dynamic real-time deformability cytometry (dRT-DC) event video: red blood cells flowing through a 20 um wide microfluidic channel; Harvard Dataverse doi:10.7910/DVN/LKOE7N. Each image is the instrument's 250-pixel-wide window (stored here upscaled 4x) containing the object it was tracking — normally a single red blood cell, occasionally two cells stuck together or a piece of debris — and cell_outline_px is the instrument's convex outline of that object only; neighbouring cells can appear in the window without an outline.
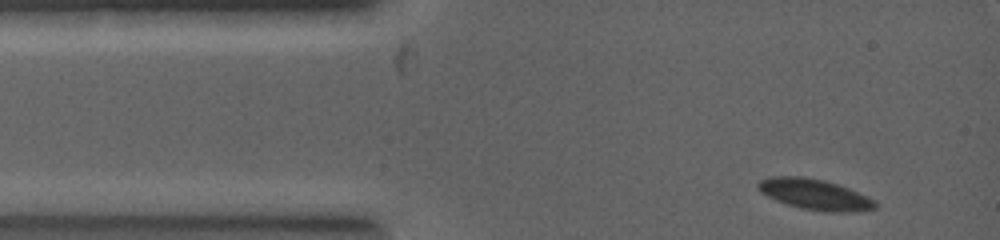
{"species": "common noctule bat (a hibernating species)", "species_latin": "Nyctalus noctula", "temperature_condition": "warm", "stored_images_in_passage": 6, "camera_frame_rate_fps": 5000, "um_per_image_px": 0.085, "animal": {"sex": "female", "body_mass_g": 19.0, "forearm_length_mm": 53.3}, "frame": {"image": 1, "passage_image": 1, "time_ms": 0.0, "image_size_px": [1000, 240], "cell_outline_px": [[880, 204], [876, 208], [860, 212], [824, 212], [800, 208], [776, 200], [760, 192], [756, 188], [756, 184], [760, 180], [768, 176], [800, 176], [824, 180], [848, 188], [876, 200]], "centroid_in_image_um": [69.27, 16.53], "position_along_channel_um": 15.7, "area_um2": 21.21}}